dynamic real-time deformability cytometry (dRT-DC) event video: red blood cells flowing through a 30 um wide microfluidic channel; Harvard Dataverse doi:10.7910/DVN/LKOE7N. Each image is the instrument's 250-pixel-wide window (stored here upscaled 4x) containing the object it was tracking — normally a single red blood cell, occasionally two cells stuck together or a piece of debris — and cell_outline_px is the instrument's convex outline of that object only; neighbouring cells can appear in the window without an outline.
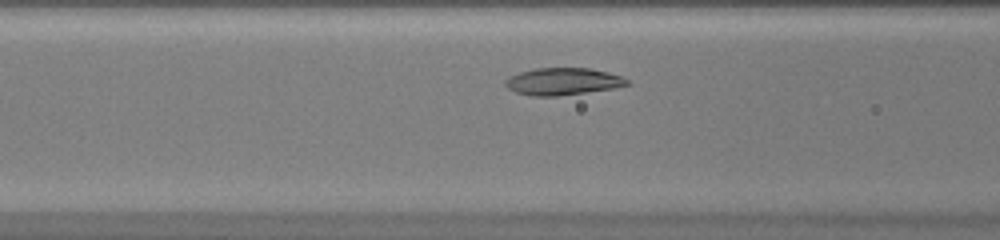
{"species": "common noctule bat (a hibernating species)", "species_latin": "Nyctalus noctula", "temperature_condition": "warm", "stored_images_in_passage": 27, "camera_frame_rate_fps": 3000, "um_per_image_px": 0.085, "animal": {"sex": "female", "body_mass_g": 20.0, "forearm_length_mm": 54.0}, "frame": {"image": 1, "passage_image": 7, "time_ms": 2.0, "image_size_px": [1000, 240], "cell_outline_px": [[632, 84], [612, 88], [556, 96], [532, 96], [516, 92], [508, 88], [504, 84], [504, 80], [508, 76], [520, 72], [536, 68], [588, 68], [608, 72], [620, 76], [628, 80]], "centroid_in_image_um": [47.8, 6.92], "position_along_channel_um": 118.8, "area_um2": 19.13}}
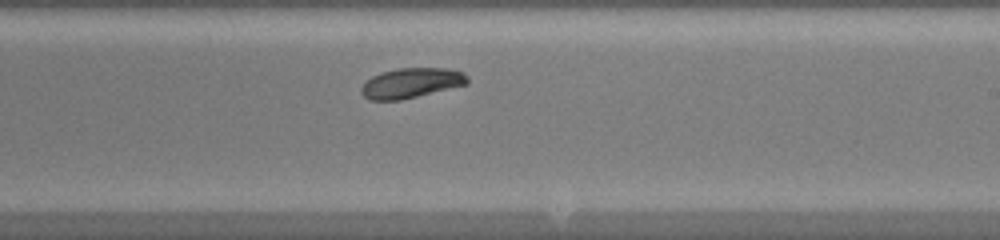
{"frame": {"image": 2, "passage_image": 16, "time_ms": 5.0, "image_size_px": [1000, 240], "cell_outline_px": [[468, 84], [400, 100], [368, 100], [360, 92], [360, 88], [372, 76], [380, 72], [400, 68], [444, 68], [464, 72], [468, 76]], "centroid_in_image_um": [34.95, 7.05], "position_along_channel_um": 254.1, "area_um2": 18.5}}
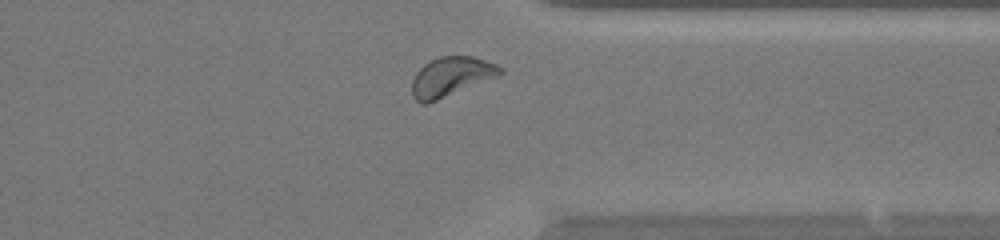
{"frame": {"image": 3, "passage_image": 24, "time_ms": 7.667, "image_size_px": [1000, 240], "cell_outline_px": [[504, 72], [496, 76], [428, 104], [420, 104], [412, 96], [412, 80], [416, 72], [424, 64], [440, 56], [472, 56], [496, 64], [504, 68]], "centroid_in_image_um": [38.3, 6.52], "position_along_channel_um": 373.1, "area_um2": 20.06}}